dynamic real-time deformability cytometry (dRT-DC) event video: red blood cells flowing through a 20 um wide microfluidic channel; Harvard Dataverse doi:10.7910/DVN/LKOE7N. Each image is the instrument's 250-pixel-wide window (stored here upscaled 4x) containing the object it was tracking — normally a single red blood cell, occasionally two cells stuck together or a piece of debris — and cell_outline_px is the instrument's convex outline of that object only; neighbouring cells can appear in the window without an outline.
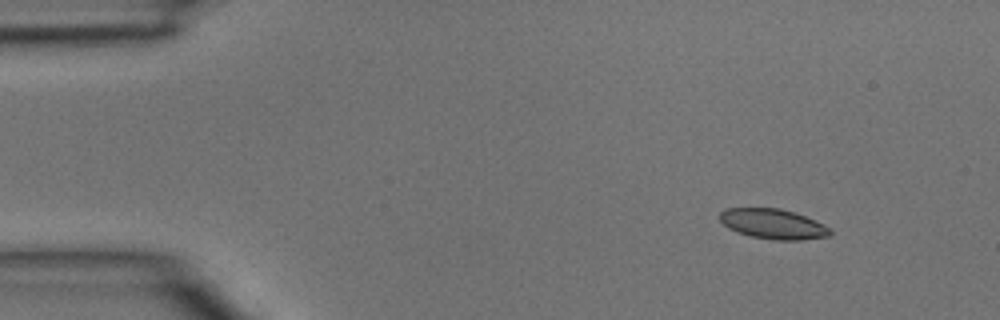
{"species": "common noctule bat (a hibernating species)", "species_latin": "Nyctalus noctula", "temperature_condition": "room temperature", "stored_images_in_passage": 4, "segment_of_instrument_passage": [1, 2], "camera_frame_rate_fps": 3000, "um_per_image_px": 0.085, "animal": {"sex": "male", "body_mass_g": 15.6}, "frame": {"image": 1, "passage_image": 1, "time_ms": 0.0, "image_size_px": [1000, 320], "cell_outline_px": [[832, 236], [800, 240], [776, 240], [752, 236], [728, 228], [720, 220], [720, 212], [724, 208], [780, 208], [804, 216], [824, 224], [832, 232]], "centroid_in_image_um": [65.72, 19.03], "position_along_channel_um": 19.3, "area_um2": 19.13}}
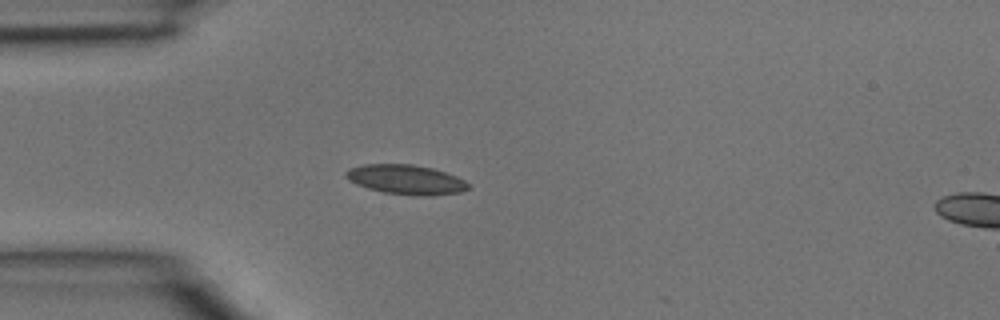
{"frame": {"image": 2, "passage_image": 3, "time_ms": 0.667, "image_size_px": [1000, 320], "cell_outline_px": [[468, 188], [460, 192], [428, 196], [416, 196], [384, 192], [368, 188], [356, 184], [348, 180], [344, 176], [344, 172], [348, 168], [364, 164], [412, 164], [432, 168], [456, 176], [464, 180], [468, 184]], "centroid_in_image_um": [34.46, 15.26], "position_along_channel_um": 50.5, "area_um2": 21.1}}